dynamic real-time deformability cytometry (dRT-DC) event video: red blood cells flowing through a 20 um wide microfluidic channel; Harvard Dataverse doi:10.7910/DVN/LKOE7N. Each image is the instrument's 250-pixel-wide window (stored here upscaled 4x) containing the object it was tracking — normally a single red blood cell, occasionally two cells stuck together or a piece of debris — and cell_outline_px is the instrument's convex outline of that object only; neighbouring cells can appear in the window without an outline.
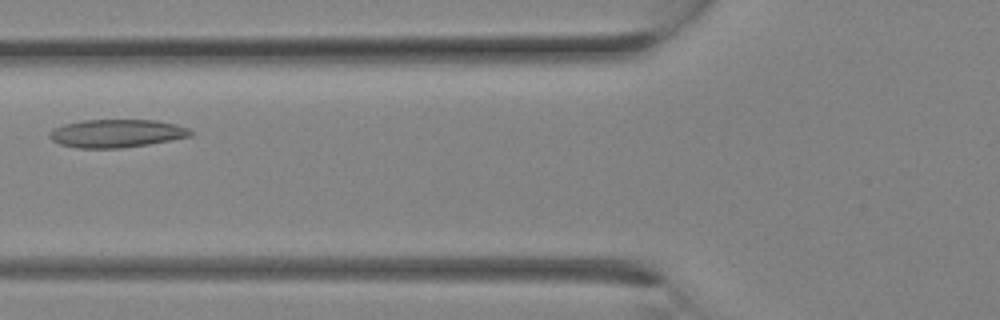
{"species": "Egyptian fruit bat (a non-hibernating species)", "species_latin": "Rousettus aegyptiacus", "temperature_condition": "room temperature", "stored_images_in_passage": 9, "camera_frame_rate_fps": 3000, "um_per_image_px": 0.085, "animal": {"sex": "female"}, "frame": {"image": 1, "passage_image": 8, "time_ms": 2.333, "image_size_px": [1000, 320], "cell_outline_px": [[192, 136], [148, 144], [120, 148], [76, 148], [60, 144], [52, 140], [48, 136], [52, 128], [64, 124], [84, 120], [156, 120], [176, 124], [188, 128], [192, 132]], "centroid_in_image_um": [9.89, 11.33], "position_along_channel_um": 115.9, "area_um2": 23.06}}